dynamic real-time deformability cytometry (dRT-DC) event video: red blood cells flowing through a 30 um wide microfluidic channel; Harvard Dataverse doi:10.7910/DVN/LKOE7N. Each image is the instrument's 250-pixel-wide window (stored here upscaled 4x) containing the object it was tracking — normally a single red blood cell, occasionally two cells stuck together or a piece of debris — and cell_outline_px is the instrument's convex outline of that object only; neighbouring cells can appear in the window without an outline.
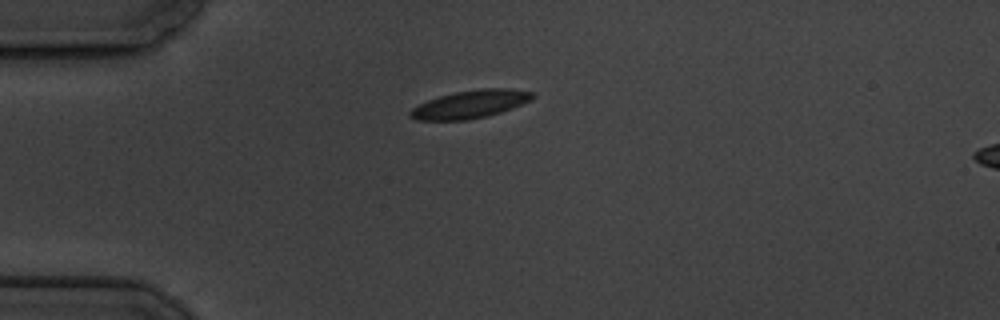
{"species": "common noctule bat (a hibernating species)", "species_latin": "Nyctalus noctula", "temperature_condition": "cold", "stored_images_in_passage": 2, "camera_frame_rate_fps": 3000, "um_per_image_px": 0.085, "animal": {"sex": "male", "body_mass_g": 19.5, "forearm_length_mm": 54.6}, "frame": {"image": 1, "passage_image": 1, "time_ms": 0.0, "image_size_px": [1000, 320], "cell_outline_px": [[536, 96], [532, 100], [512, 108], [488, 116], [468, 120], [416, 120], [408, 116], [408, 112], [412, 108], [428, 100], [440, 96], [456, 92], [480, 88], [512, 88], [536, 92]], "centroid_in_image_um": [40.02, 8.85], "position_along_channel_um": 45.0, "area_um2": 20.11}}